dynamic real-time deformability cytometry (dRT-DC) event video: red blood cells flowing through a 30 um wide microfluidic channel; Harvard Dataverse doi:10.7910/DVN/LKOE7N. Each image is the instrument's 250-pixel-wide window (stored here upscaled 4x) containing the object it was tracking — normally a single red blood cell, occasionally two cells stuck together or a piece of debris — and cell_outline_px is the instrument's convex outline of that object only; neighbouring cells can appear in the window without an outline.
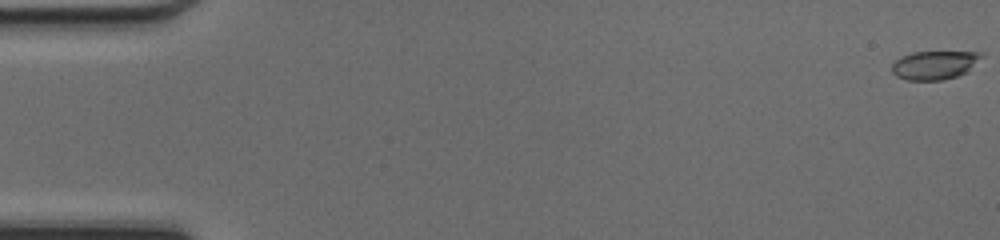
{"species": "common noctule bat (a hibernating species)", "species_latin": "Nyctalus noctula", "temperature_condition": "cold", "stored_images_in_passage": 49, "camera_frame_rate_fps": 3000, "um_per_image_px": 0.085, "animal": {"sex": "female", "body_mass_g": 17.0, "forearm_length_mm": 48.0}, "frame": {"image": 1, "passage_image": 1, "time_ms": 0.0, "image_size_px": [1000, 240], "cell_outline_px": [[984, 56], [968, 72], [956, 76], [940, 80], [908, 80], [896, 76], [892, 72], [892, 64], [900, 56], [912, 52], [980, 52]], "centroid_in_image_um": [79.44, 5.52], "position_along_channel_um": 5.6, "area_um2": 14.97}}
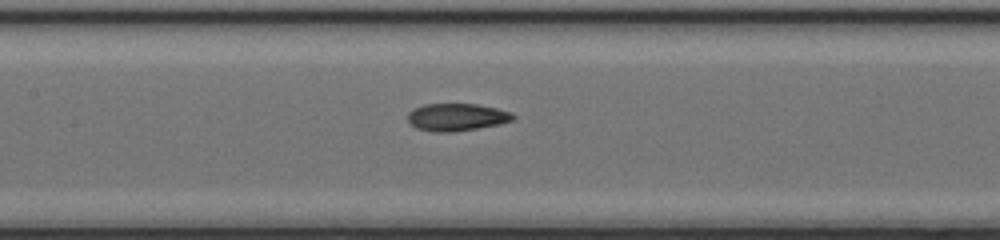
{"frame": {"image": 2, "passage_image": 24, "time_ms": 7.667, "image_size_px": [1000, 240], "cell_outline_px": [[516, 116], [512, 120], [500, 124], [452, 132], [432, 132], [416, 128], [408, 120], [408, 112], [424, 104], [476, 104], [496, 108], [512, 112]], "centroid_in_image_um": [38.83, 9.96], "position_along_channel_um": 168.6, "area_um2": 16.76}}
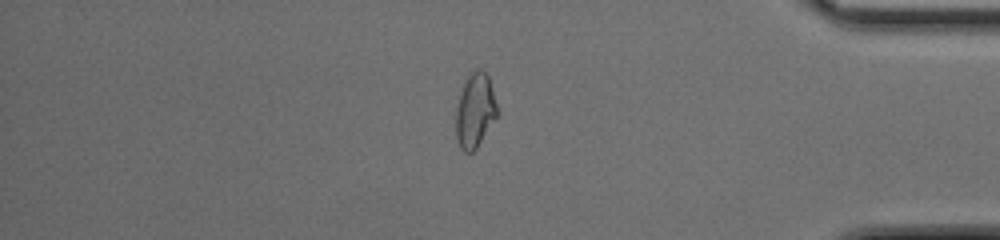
{"frame": {"image": 3, "passage_image": 42, "time_ms": 13.667, "image_size_px": [1000, 240], "cell_outline_px": [[496, 116], [476, 148], [472, 152], [464, 152], [460, 148], [456, 136], [456, 108], [460, 92], [468, 76], [476, 68], [480, 68], [488, 76], [496, 104]], "centroid_in_image_um": [40.34, 9.39], "position_along_channel_um": 394.9, "area_um2": 17.4}, "authors_computed_cell_mechanics": {"area_um2": 16.6464, "velocity_mm_per_s": 4.2749, "shape_relaxation_time_tau1_ms": null, "shape_relaxation_time_tau2_ms": 1.5943, "deformation_change_tau1": null, "deformation_change_tau2": 0.0767}}